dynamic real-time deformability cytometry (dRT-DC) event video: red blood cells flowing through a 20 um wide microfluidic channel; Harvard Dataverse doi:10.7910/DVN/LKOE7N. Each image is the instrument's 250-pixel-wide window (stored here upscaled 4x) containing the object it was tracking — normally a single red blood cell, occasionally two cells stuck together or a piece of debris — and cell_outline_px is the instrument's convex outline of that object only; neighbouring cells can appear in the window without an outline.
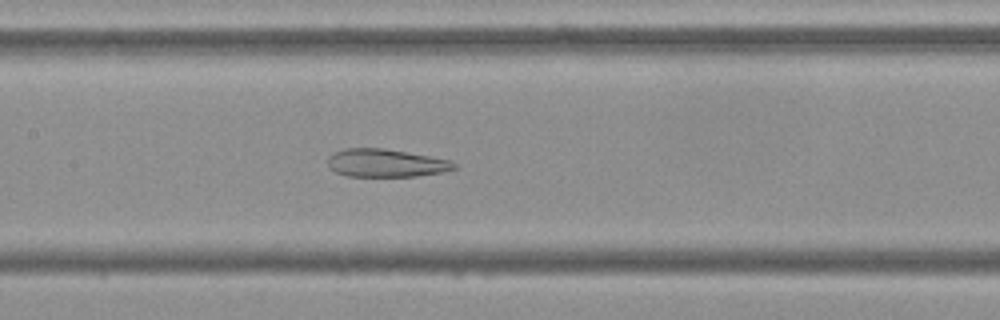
{"species": "Egyptian fruit bat (a non-hibernating species)", "species_latin": "Rousettus aegyptiacus", "temperature_condition": "cold", "stored_images_in_passage": 54, "camera_frame_rate_fps": 3000, "um_per_image_px": 0.085, "frame": {"image": 1, "passage_image": 25, "time_ms": 8.0, "image_size_px": [1000, 320], "cell_outline_px": [[460, 168], [444, 172], [416, 176], [348, 176], [336, 172], [328, 168], [328, 156], [344, 148], [384, 148], [452, 160]], "centroid_in_image_um": [32.83, 13.86], "position_along_channel_um": 174.6, "area_um2": 20.75}}
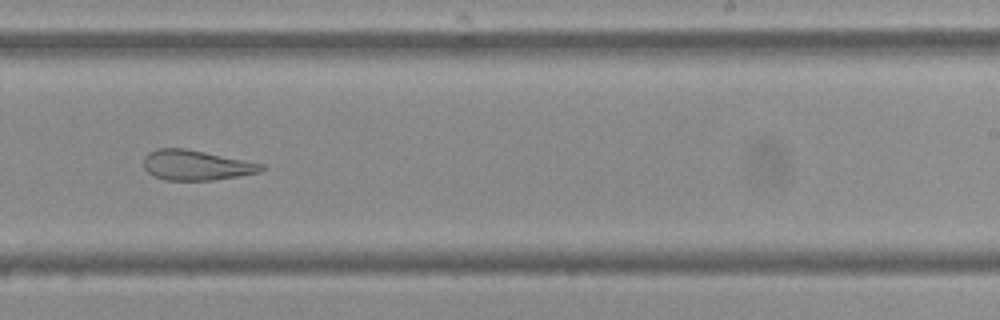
{"frame": {"image": 2, "passage_image": 33, "time_ms": 10.667, "image_size_px": [1000, 320], "cell_outline_px": [[264, 168], [260, 172], [212, 180], [164, 180], [148, 172], [144, 168], [144, 156], [148, 152], [156, 148], [184, 148], [264, 164]], "centroid_in_image_um": [16.63, 14.03], "position_along_channel_um": 272.4, "area_um2": 20.4}}
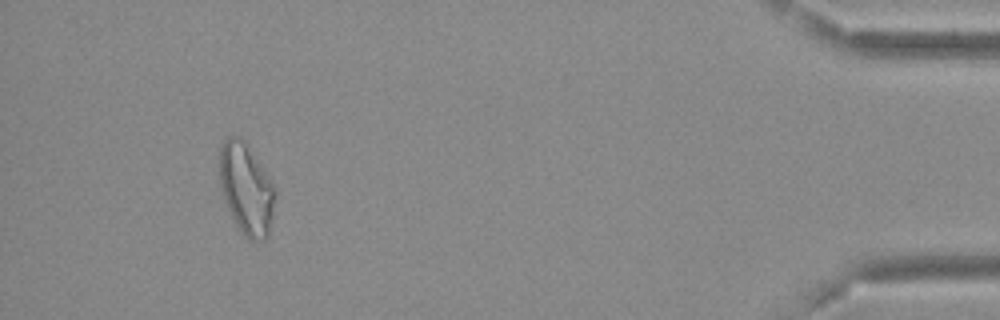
{"frame": {"image": 3, "passage_image": 50, "time_ms": 16.333, "image_size_px": [1000, 320], "cell_outline_px": [[276, 192], [272, 216], [268, 236], [264, 240], [248, 240], [240, 232], [224, 200], [220, 188], [220, 148], [224, 140], [228, 136], [240, 136], [244, 140], [272, 180], [276, 188]], "centroid_in_image_um": [20.94, 16.05], "position_along_channel_um": 414.3, "area_um2": 29.65}, "authors_computed_cell_mechanics": {"area_um2": 26.9059, "velocity_mm_per_s": 3.6774, "shape_relaxation_time_tau1_ms": null, "shape_relaxation_time_tau2_ms": 3.4539, "deformation_change_tau1": null, "deformation_change_tau2": 0.1268}}